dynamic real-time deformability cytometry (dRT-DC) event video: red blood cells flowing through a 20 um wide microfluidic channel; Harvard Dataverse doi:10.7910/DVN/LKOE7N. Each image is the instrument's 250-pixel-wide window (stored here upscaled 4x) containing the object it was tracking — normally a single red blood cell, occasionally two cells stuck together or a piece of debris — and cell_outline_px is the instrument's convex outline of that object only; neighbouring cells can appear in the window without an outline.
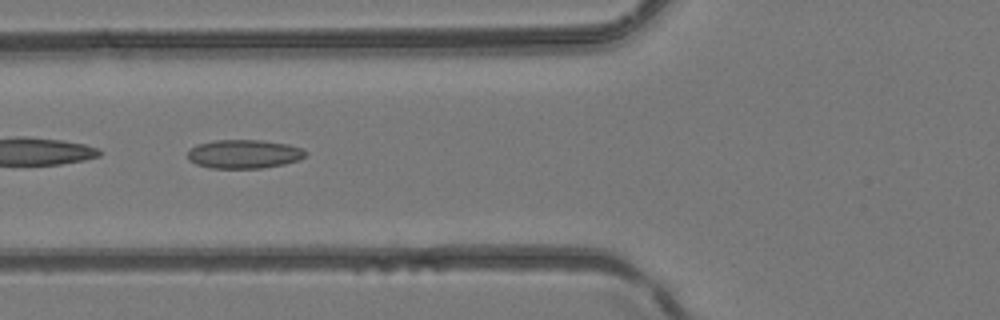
{"species": "common noctule bat (a hibernating species)", "species_latin": "Nyctalus noctula", "temperature_condition": "room temperature", "stored_images_in_passage": 3, "camera_frame_rate_fps": 3000, "um_per_image_px": 0.085, "animal": {"sex": "female", "body_mass_g": 24.6, "forearm_length_mm": 56.2}, "frame": {"image": 1, "passage_image": 3, "time_ms": 0.667, "image_size_px": [1000, 320], "cell_outline_px": [[308, 152], [304, 156], [296, 160], [284, 164], [260, 168], [212, 168], [196, 164], [188, 160], [188, 152], [196, 144], [212, 140], [264, 140], [288, 144], [300, 148]], "centroid_in_image_um": [20.71, 13.08], "position_along_channel_um": 105.1, "area_um2": 19.71}}